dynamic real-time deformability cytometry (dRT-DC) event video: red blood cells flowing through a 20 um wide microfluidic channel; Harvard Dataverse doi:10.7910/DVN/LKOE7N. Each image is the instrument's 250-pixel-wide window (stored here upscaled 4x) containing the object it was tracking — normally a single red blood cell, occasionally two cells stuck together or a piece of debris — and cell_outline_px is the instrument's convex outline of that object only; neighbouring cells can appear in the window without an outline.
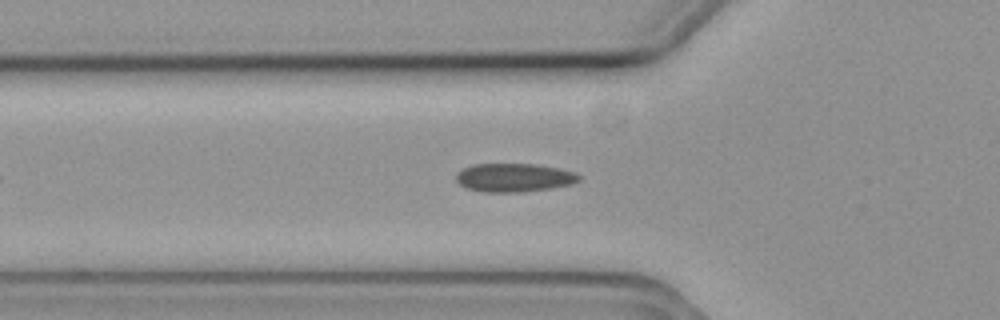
{"species": "common noctule bat (a hibernating species)", "species_latin": "Nyctalus noctula", "temperature_condition": "cold", "stored_images_in_passage": 38, "camera_frame_rate_fps": 3000, "um_per_image_px": 0.085, "animal": {"sex": "female", "body_mass_g": 19.3, "forearm_length_mm": 54.1}, "frame": {"image": 1, "passage_image": 6, "time_ms": 1.667, "image_size_px": [1000, 320], "cell_outline_px": [[580, 180], [572, 184], [552, 188], [520, 192], [484, 192], [468, 188], [460, 184], [456, 180], [456, 172], [472, 164], [536, 164], [560, 168], [576, 172], [580, 176]], "centroid_in_image_um": [43.72, 15.09], "position_along_channel_um": 82.1, "area_um2": 20.52}}
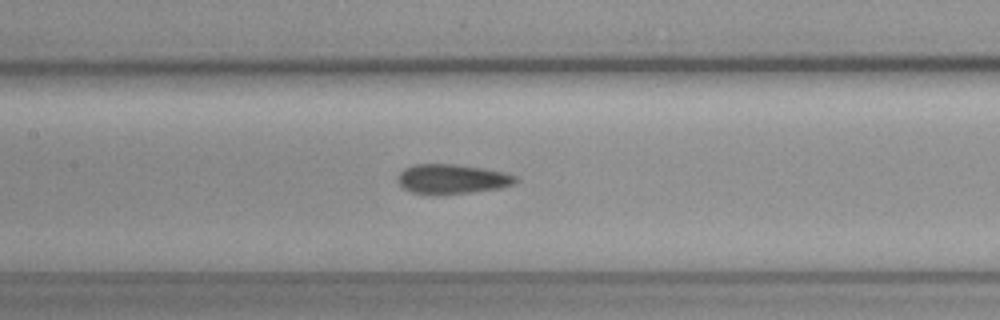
{"frame": {"image": 2, "passage_image": 13, "time_ms": 4.0, "image_size_px": [1000, 320], "cell_outline_px": [[520, 180], [516, 184], [500, 188], [444, 196], [432, 196], [412, 192], [404, 188], [396, 180], [400, 172], [404, 168], [412, 164], [456, 164], [484, 168], [504, 172], [516, 176]], "centroid_in_image_um": [38.43, 15.24], "position_along_channel_um": 169.0, "area_um2": 20.98}}
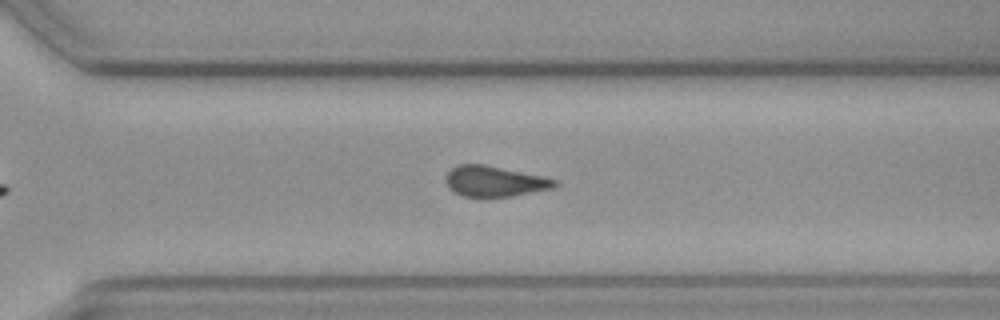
{"frame": {"image": 3, "passage_image": 26, "time_ms": 8.333, "image_size_px": [1000, 320], "cell_outline_px": [[560, 184], [552, 188], [512, 196], [484, 200], [464, 196], [448, 188], [444, 176], [456, 164], [484, 164], [544, 176], [556, 180]], "centroid_in_image_um": [42.01, 15.44], "position_along_channel_um": 328.6, "area_um2": 20.06}, "authors_computed_cell_mechanics": {"area_um2": 19.9699, "velocity_mm_per_s": 3.6973, "shape_relaxation_time_tau1_ms": null, "shape_relaxation_time_tau2_ms": 3.743, "deformation_change_tau1": null, "deformation_change_tau2": 0.0928}}